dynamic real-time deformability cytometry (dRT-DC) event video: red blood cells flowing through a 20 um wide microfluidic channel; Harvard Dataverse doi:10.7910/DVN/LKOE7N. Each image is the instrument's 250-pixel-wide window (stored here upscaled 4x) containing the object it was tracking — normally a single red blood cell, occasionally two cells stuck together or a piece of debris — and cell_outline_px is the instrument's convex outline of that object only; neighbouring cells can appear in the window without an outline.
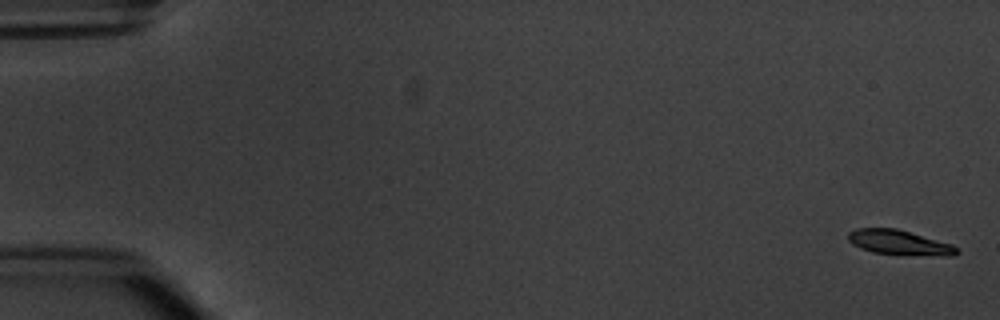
{"species": "common noctule bat (a hibernating species)", "species_latin": "Nyctalus noctula", "temperature_condition": "warm", "stored_images_in_passage": 6, "camera_frame_rate_fps": 3000, "um_per_image_px": 0.085, "animal": {"sex": "male", "body_mass_g": 20.1, "forearm_length_mm": 53.5}, "frame": {"image": 1, "passage_image": 1, "time_ms": 0.0, "image_size_px": [1000, 320], "cell_outline_px": [[960, 252], [952, 256], [944, 256], [872, 252], [860, 248], [852, 244], [848, 240], [848, 232], [856, 228], [896, 228], [952, 244]], "centroid_in_image_um": [76.42, 20.6], "position_along_channel_um": 8.6, "area_um2": 15.49}}